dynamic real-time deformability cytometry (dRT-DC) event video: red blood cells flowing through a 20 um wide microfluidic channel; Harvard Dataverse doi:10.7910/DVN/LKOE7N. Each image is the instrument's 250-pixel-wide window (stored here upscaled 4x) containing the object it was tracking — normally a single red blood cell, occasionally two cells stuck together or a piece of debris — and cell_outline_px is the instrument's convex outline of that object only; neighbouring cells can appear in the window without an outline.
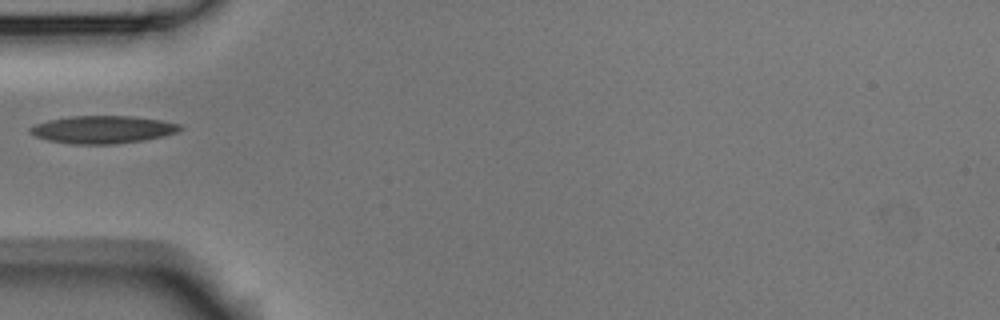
{"species": "Egyptian fruit bat (a non-hibernating species)", "species_latin": "Rousettus aegyptiacus", "temperature_condition": "room temperature", "stored_images_in_passage": 4, "camera_frame_rate_fps": 3000, "um_per_image_px": 0.085, "animal": {"sex": "male"}, "frame": {"image": 1, "passage_image": 4, "time_ms": 1.0, "image_size_px": [1000, 320], "cell_outline_px": [[184, 128], [176, 132], [164, 136], [144, 140], [116, 144], [72, 144], [48, 140], [36, 136], [28, 132], [28, 128], [36, 124], [48, 120], [72, 116], [128, 116], [160, 120], [180, 124]], "centroid_in_image_um": [8.73, 11.01], "position_along_channel_um": 76.3, "area_um2": 24.1}}